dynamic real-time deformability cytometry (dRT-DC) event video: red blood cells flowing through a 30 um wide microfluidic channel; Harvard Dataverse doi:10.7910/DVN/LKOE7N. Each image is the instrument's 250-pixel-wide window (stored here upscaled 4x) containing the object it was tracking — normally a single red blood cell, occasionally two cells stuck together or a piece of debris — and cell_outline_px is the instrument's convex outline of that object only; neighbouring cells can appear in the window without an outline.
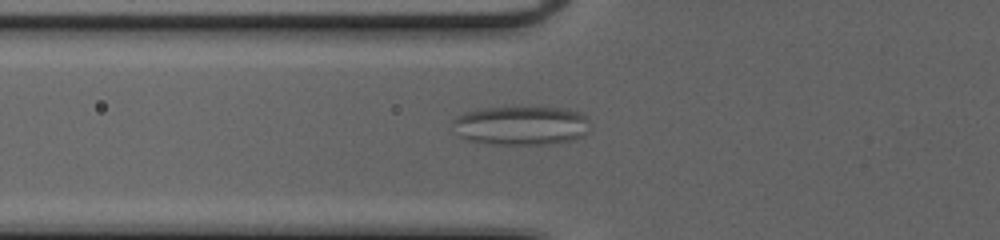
{"species": "common noctule bat (a hibernating species)", "species_latin": "Nyctalus noctula", "temperature_condition": "cold", "stored_images_in_passage": 57, "camera_frame_rate_fps": 3000, "um_per_image_px": 0.085, "animal": {"sex": "female", "body_mass_g": 20.0, "forearm_length_mm": 54.0}, "frame": {"image": 1, "passage_image": 24, "time_ms": 7.667, "image_size_px": [1000, 240], "cell_outline_px": [[588, 132], [584, 136], [572, 140], [552, 144], [492, 144], [468, 140], [460, 136], [452, 124], [452, 120], [456, 116], [464, 112], [488, 108], [564, 108], [580, 112], [588, 120]], "centroid_in_image_um": [44.31, 10.68], "position_along_channel_um": 81.5, "area_um2": 31.1}}
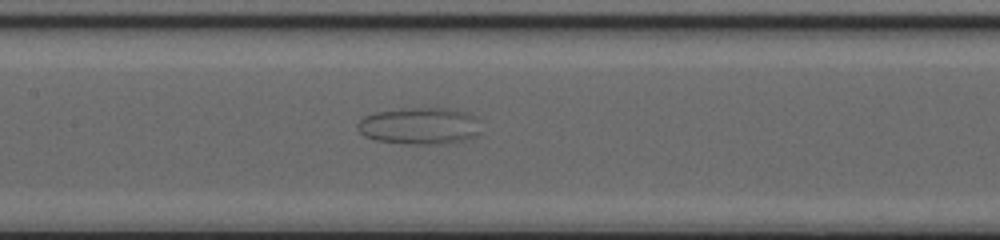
{"frame": {"image": 2, "passage_image": 31, "time_ms": 10.0, "image_size_px": [1000, 240], "cell_outline_px": [[480, 132], [476, 136], [464, 140], [444, 144], [404, 144], [376, 140], [364, 136], [356, 128], [356, 124], [364, 116], [376, 112], [408, 108], [448, 108], [468, 112], [476, 116]], "centroid_in_image_um": [35.67, 10.71], "position_along_channel_um": 171.7, "area_um2": 26.76}}
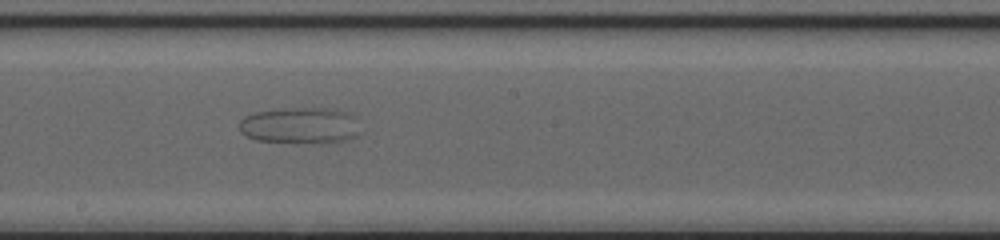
{"frame": {"image": 3, "passage_image": 35, "time_ms": 11.333, "image_size_px": [1000, 240], "cell_outline_px": [[360, 132], [356, 136], [348, 140], [328, 144], [256, 140], [244, 136], [240, 132], [240, 120], [244, 116], [256, 112], [296, 108], [336, 108], [352, 112], [356, 116]], "centroid_in_image_um": [25.6, 10.68], "position_along_channel_um": 222.6, "area_um2": 26.18}}